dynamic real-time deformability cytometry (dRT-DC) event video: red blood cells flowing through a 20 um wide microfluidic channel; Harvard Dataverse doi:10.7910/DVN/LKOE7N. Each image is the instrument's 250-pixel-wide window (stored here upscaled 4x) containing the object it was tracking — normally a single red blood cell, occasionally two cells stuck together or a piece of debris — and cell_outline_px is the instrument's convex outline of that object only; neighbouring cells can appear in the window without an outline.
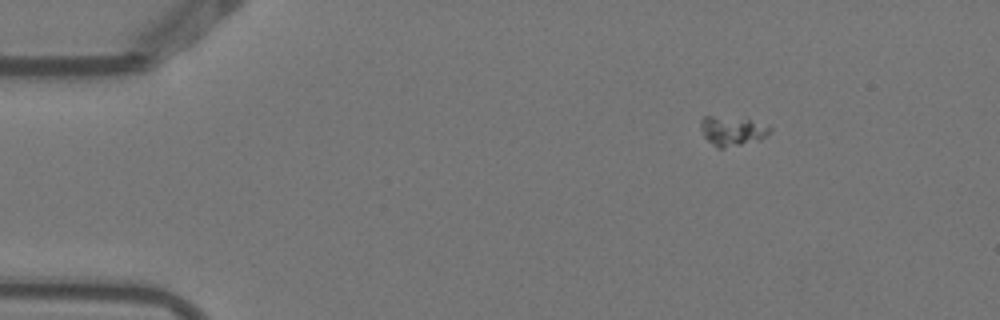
{"species": "Egyptian fruit bat (a non-hibernating species)", "species_latin": "Rousettus aegyptiacus", "temperature_condition": "warm", "stored_images_in_passage": 6, "camera_frame_rate_fps": 3000, "um_per_image_px": 0.085, "animal": {"sex": "female"}, "frame": {"image": 1, "passage_image": 1, "time_ms": 0.0, "image_size_px": [1000, 320], "cell_outline_px": [[772, 132], [760, 140], [724, 148], [716, 148], [704, 136], [700, 128], [700, 120], [704, 116], [744, 116], [772, 128]], "centroid_in_image_um": [62.25, 11.09], "position_along_channel_um": 22.7, "area_um2": 12.31}}
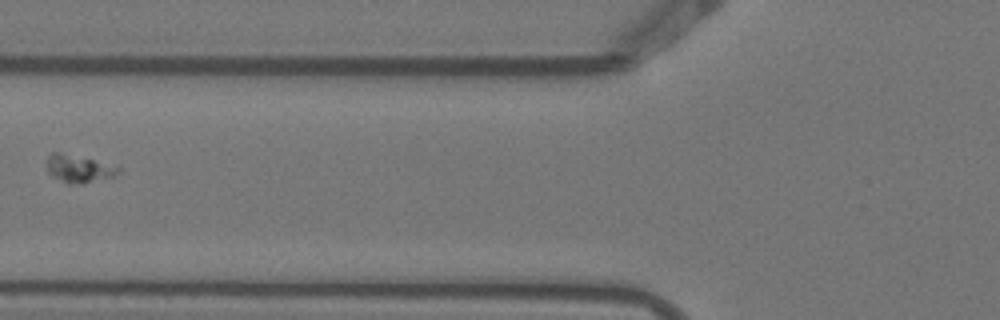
{"frame": {"image": 2, "passage_image": 5, "time_ms": 1.333, "image_size_px": [1000, 320], "cell_outline_px": [[120, 172], [112, 176], [84, 184], [68, 184], [52, 176], [48, 172], [48, 156], [52, 152], [60, 152], [92, 160], [120, 168]], "centroid_in_image_um": [6.65, 14.36], "position_along_channel_um": 119.2, "area_um2": 11.1}}
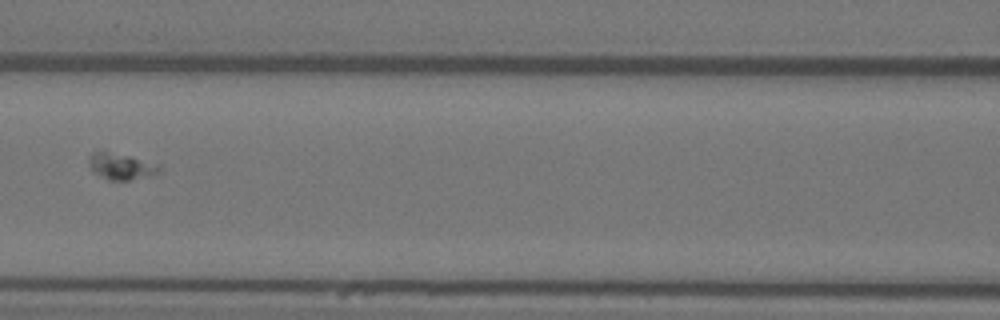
{"frame": {"image": 3, "passage_image": 6, "time_ms": 1.667, "image_size_px": [1000, 320], "cell_outline_px": [[160, 168], [156, 172], [128, 180], [108, 180], [92, 172], [88, 164], [88, 156], [92, 152], [108, 152], [132, 156]], "centroid_in_image_um": [10.11, 14.13], "position_along_channel_um": 156.5, "area_um2": 10.23}}